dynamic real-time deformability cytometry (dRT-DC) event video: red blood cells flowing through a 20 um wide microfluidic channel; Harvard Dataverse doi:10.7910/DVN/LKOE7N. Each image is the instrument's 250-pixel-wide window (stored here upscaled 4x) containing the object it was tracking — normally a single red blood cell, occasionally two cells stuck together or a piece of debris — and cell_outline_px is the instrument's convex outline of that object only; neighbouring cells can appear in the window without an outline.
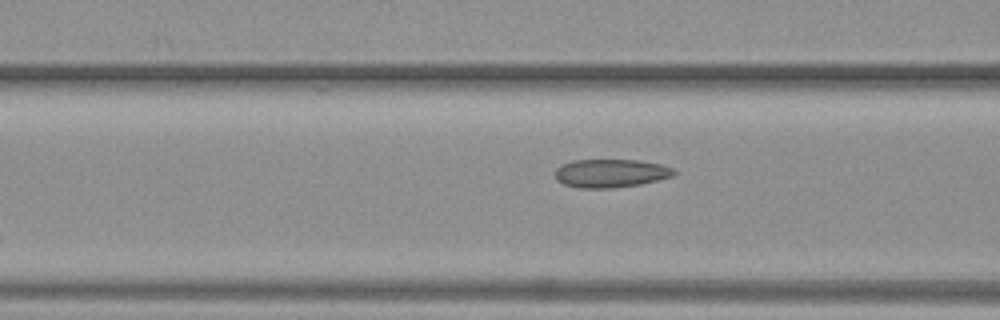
{"species": "common noctule bat (a hibernating species)", "species_latin": "Nyctalus noctula", "temperature_condition": "warm", "stored_images_in_passage": 6, "camera_frame_rate_fps": 3000, "um_per_image_px": 0.085, "animal": {"sex": "female", "body_mass_g": 19.3, "forearm_length_mm": 54.1}, "frame": {"image": 1, "passage_image": 6, "time_ms": 6.333, "image_size_px": [1000, 320], "cell_outline_px": [[676, 172], [672, 176], [640, 184], [612, 188], [580, 188], [564, 184], [556, 180], [556, 168], [560, 164], [572, 160], [640, 160], [660, 164], [672, 168]], "centroid_in_image_um": [51.87, 14.72], "position_along_channel_um": 114.7, "area_um2": 19.59}}